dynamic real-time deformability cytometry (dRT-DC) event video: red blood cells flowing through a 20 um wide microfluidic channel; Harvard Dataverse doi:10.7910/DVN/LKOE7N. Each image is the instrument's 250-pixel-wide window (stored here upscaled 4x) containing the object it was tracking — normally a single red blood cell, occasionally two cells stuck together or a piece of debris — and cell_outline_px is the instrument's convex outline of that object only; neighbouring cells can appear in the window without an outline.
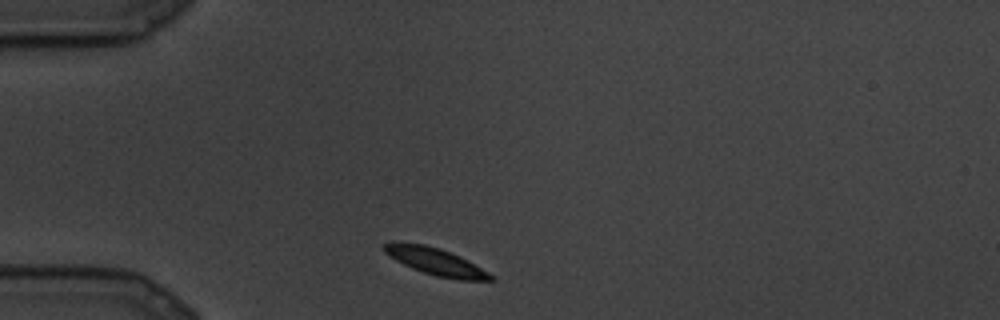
{"species": "common noctule bat (a hibernating species)", "species_latin": "Nyctalus noctula", "temperature_condition": "cold", "stored_images_in_passage": 13, "camera_frame_rate_fps": 3000, "um_per_image_px": 0.085, "animal": {"sex": "male", "body_mass_g": 19.5, "forearm_length_mm": 54.6}, "frame": {"image": 1, "passage_image": 1, "time_ms": 0.0, "image_size_px": [1000, 320], "cell_outline_px": [[496, 280], [456, 280], [436, 276], [412, 268], [396, 260], [384, 252], [380, 248], [384, 244], [392, 240], [424, 244], [440, 248], [460, 256], [468, 260], [488, 272]], "centroid_in_image_um": [36.97, 22.2], "position_along_channel_um": 48.0, "area_um2": 16.99}}
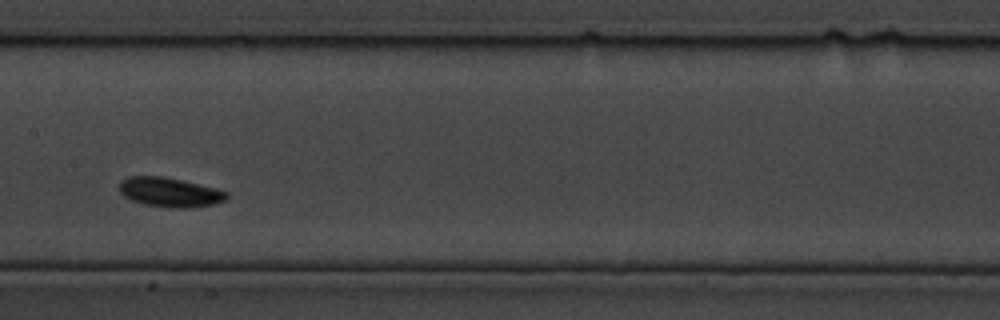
{"frame": {"image": 2, "passage_image": 7, "time_ms": 2.0, "image_size_px": [1000, 320], "cell_outline_px": [[228, 196], [224, 200], [212, 204], [188, 208], [168, 208], [144, 204], [132, 200], [124, 196], [120, 192], [120, 180], [128, 176], [160, 176], [180, 180], [216, 188], [228, 192]], "centroid_in_image_um": [14.4, 16.34], "position_along_channel_um": 193.0, "area_um2": 18.26}}
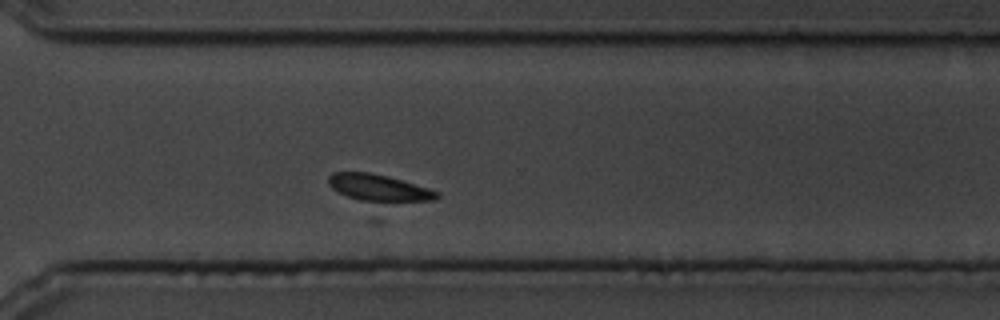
{"frame": {"image": 3, "passage_image": 13, "time_ms": 4.0, "image_size_px": [1000, 320], "cell_outline_px": [[440, 196], [436, 200], [360, 200], [348, 196], [332, 188], [328, 184], [328, 176], [332, 172], [368, 172], [388, 176], [428, 188], [440, 192]], "centroid_in_image_um": [32.18, 15.92], "position_along_channel_um": 338.4, "area_um2": 16.3}}